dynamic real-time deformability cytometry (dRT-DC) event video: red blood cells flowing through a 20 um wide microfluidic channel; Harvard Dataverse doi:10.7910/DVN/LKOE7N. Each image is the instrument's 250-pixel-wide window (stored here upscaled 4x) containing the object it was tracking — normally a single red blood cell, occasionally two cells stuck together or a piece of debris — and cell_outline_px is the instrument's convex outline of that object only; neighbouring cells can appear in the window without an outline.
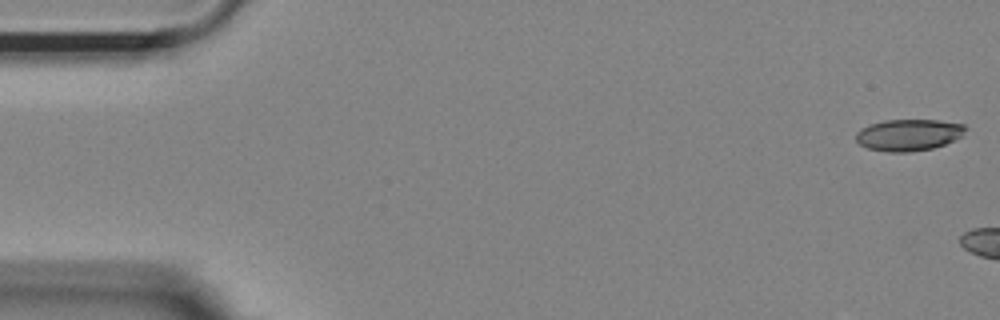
{"species": "Egyptian fruit bat (a non-hibernating species)", "species_latin": "Rousettus aegyptiacus", "temperature_condition": "room temperature", "stored_images_in_passage": 6, "camera_frame_rate_fps": 3000, "um_per_image_px": 0.085, "animal": {"sex": "female"}, "frame": {"image": 1, "passage_image": 1, "time_ms": 0.0, "image_size_px": [1000, 320], "cell_outline_px": [[968, 128], [960, 136], [944, 144], [932, 148], [908, 152], [888, 152], [868, 148], [860, 144], [856, 140], [856, 132], [860, 128], [868, 124], [884, 120], [940, 120], [964, 124]], "centroid_in_image_um": [77.2, 11.45], "position_along_channel_um": 7.8, "area_um2": 20.17}}